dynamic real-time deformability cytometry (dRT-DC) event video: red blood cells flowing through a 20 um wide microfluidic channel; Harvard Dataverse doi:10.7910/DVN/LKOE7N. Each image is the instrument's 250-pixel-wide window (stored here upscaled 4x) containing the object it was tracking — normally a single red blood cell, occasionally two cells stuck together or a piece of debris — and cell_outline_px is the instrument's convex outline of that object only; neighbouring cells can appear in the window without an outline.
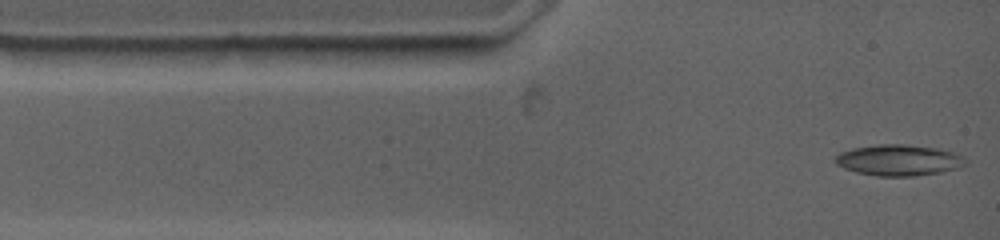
{"species": "common noctule bat (a hibernating species)", "species_latin": "Nyctalus noctula", "temperature_condition": "warm", "stored_images_in_passage": 75, "camera_frame_rate_fps": 4500, "um_per_image_px": 0.085, "animal": {"sex": "female", "body_mass_g": 19.0, "forearm_length_mm": 53.3}, "frame": {"image": 1, "passage_image": 1, "time_ms": 0.0, "image_size_px": [1000, 240], "cell_outline_px": [[968, 164], [944, 172], [912, 176], [880, 176], [860, 172], [844, 168], [836, 164], [832, 160], [832, 156], [840, 152], [852, 148], [876, 144], [904, 144], [936, 148], [952, 152], [964, 156]], "centroid_in_image_um": [76.37, 13.6], "position_along_channel_um": 8.6, "area_um2": 23.7}}
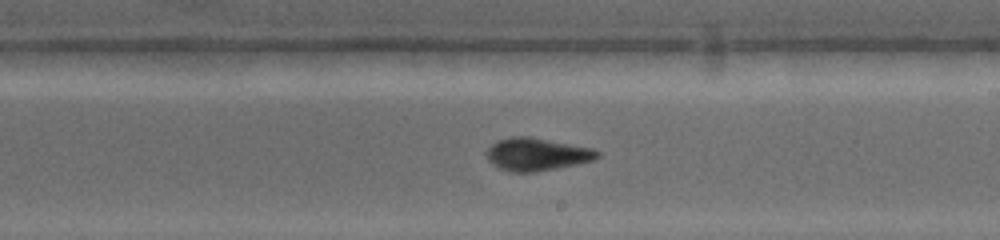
{"frame": {"image": 2, "passage_image": 31, "time_ms": 7.333, "image_size_px": [1000, 240], "cell_outline_px": [[600, 156], [592, 160], [576, 164], [536, 172], [512, 172], [500, 168], [492, 164], [488, 160], [484, 152], [496, 140], [512, 136], [528, 136], [592, 148], [600, 152]], "centroid_in_image_um": [45.58, 13.11], "position_along_channel_um": 243.4, "area_um2": 21.1}}
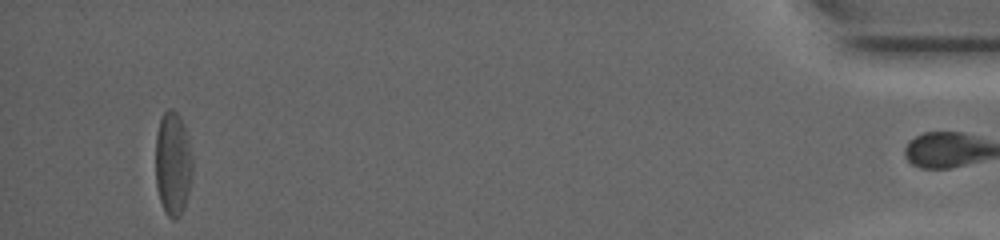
{"frame": {"image": 3, "passage_image": 74, "time_ms": 15.333, "image_size_px": [1000, 240], "cell_outline_px": [[192, 172], [188, 196], [184, 208], [180, 216], [176, 220], [172, 220], [164, 212], [160, 200], [156, 184], [156, 136], [160, 116], [168, 108], [172, 108], [180, 116], [184, 124], [188, 136], [192, 156]], "centroid_in_image_um": [14.7, 13.9], "position_along_channel_um": 420.5, "area_um2": 22.77}, "authors_computed_cell_mechanics": {"area_um2": 20.9236, "velocity_mm_per_s": 3.6966, "shape_relaxation_time_tau1_ms": 4.6897, "shape_relaxation_time_tau2_ms": 6.2485, "deformation_change_tau1": 0.1375, "deformation_change_tau2": 0.137}}